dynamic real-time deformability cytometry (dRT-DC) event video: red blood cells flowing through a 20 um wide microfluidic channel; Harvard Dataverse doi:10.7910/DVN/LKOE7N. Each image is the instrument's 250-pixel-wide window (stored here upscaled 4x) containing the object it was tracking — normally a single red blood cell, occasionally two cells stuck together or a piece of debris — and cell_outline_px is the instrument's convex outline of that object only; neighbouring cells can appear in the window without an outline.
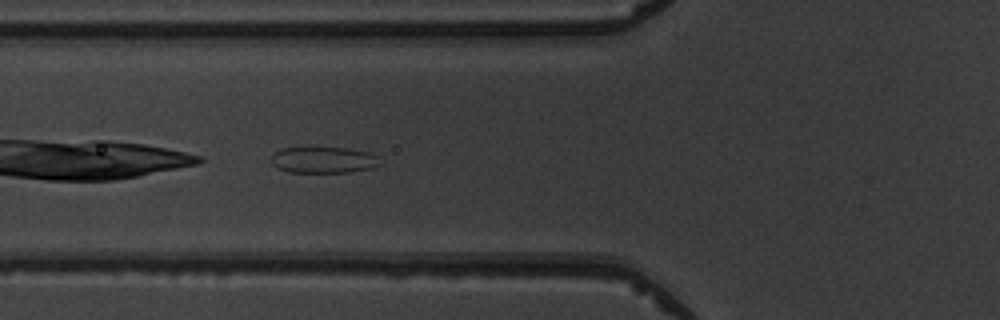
{"species": "common noctule bat (a hibernating species)", "species_latin": "Nyctalus noctula", "temperature_condition": "warm", "stored_images_in_passage": 5, "camera_frame_rate_fps": 3000, "um_per_image_px": 0.085, "animal": {"sex": "male", "body_mass_g": 19.5, "forearm_length_mm": 54.6}, "frame": {"image": 1, "passage_image": 5, "time_ms": 4.667, "image_size_px": [1000, 320], "cell_outline_px": [[384, 164], [372, 168], [348, 172], [288, 172], [276, 168], [272, 164], [272, 156], [280, 148], [344, 148], [368, 152], [376, 156]], "centroid_in_image_um": [27.51, 13.61], "position_along_channel_um": 98.3, "area_um2": 16.59}}